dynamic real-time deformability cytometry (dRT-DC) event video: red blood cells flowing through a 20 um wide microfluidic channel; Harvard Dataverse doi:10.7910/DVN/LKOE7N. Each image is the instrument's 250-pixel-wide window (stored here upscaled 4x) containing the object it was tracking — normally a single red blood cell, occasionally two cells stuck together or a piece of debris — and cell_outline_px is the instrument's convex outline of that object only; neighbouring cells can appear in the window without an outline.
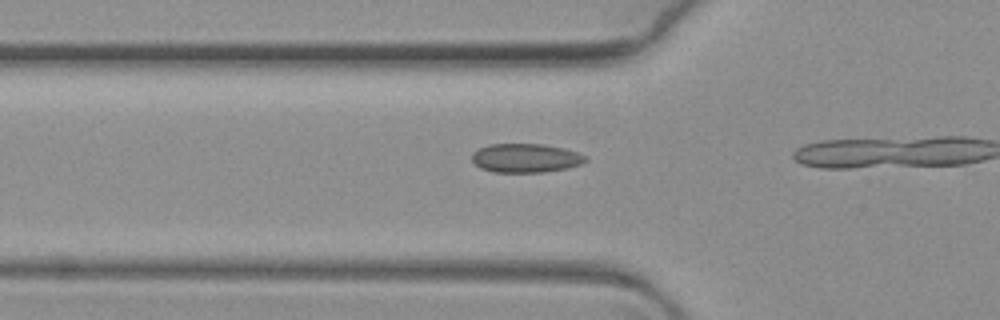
{"species": "common noctule bat (a hibernating species)", "species_latin": "Nyctalus noctula", "temperature_condition": "warm", "stored_images_in_passage": 15, "camera_frame_rate_fps": 3000, "um_per_image_px": 0.085, "animal": {"sex": "female", "body_mass_g": 19.3, "forearm_length_mm": 54.1}, "frame": {"image": 1, "passage_image": 13, "time_ms": 4.0, "image_size_px": [1000, 320], "cell_outline_px": [[588, 160], [580, 164], [564, 168], [544, 172], [492, 172], [480, 168], [472, 160], [472, 152], [488, 144], [540, 144], [564, 148], [588, 156]], "centroid_in_image_um": [44.66, 13.43], "position_along_channel_um": 81.1, "area_um2": 19.07}}